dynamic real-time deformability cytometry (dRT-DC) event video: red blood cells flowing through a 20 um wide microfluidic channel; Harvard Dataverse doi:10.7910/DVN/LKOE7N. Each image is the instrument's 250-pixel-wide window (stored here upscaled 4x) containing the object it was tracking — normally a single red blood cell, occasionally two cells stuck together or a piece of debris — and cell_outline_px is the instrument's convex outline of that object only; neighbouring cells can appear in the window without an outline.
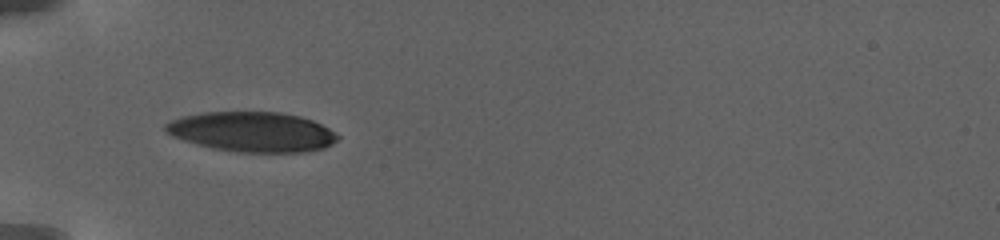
{"species": "human", "species_latin": "Homo sapiens", "temperature_condition": "warm", "stored_images_in_passage": 2, "camera_frame_rate_fps": 3000, "um_per_image_px": 0.085, "donor": {"sex": "female"}, "frame": {"image": 1, "passage_image": 1, "time_ms": 0.0, "image_size_px": [1000, 240], "cell_outline_px": [[340, 136], [332, 144], [324, 148], [308, 152], [236, 152], [212, 148], [196, 144], [172, 136], [164, 132], [164, 124], [180, 116], [204, 112], [280, 112], [300, 116], [312, 120], [328, 128]], "centroid_in_image_um": [21.41, 11.21], "position_along_channel_um": 63.6, "area_um2": 40.23}}